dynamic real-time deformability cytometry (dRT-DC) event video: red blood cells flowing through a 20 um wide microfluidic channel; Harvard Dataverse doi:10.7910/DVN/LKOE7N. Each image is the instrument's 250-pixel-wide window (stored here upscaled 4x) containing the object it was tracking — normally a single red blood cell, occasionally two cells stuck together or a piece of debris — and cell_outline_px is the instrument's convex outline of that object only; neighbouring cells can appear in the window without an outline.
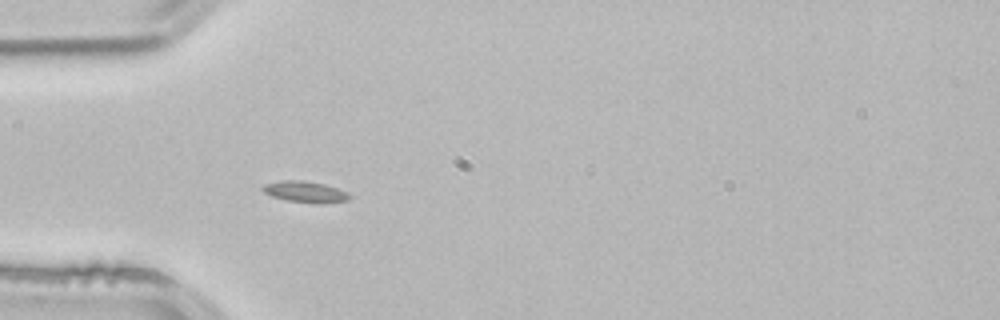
{"species": "common noctule bat (a hibernating species)", "species_latin": "Nyctalus noctula", "temperature_condition": "room temperature", "stored_images_in_passage": 2, "camera_frame_rate_fps": 3000, "um_per_image_px": 0.085, "animal": {"sex": "male", "body_mass_g": 21.5, "forearm_length_mm": 52.0}, "frame": {"image": 1, "passage_image": 2, "time_ms": 0.333, "image_size_px": [1000, 320], "cell_outline_px": [[352, 196], [348, 200], [324, 204], [316, 204], [288, 200], [272, 196], [264, 192], [260, 188], [264, 184], [280, 180], [304, 180], [324, 184], [348, 192]], "centroid_in_image_um": [25.96, 16.3], "position_along_channel_um": 59.0, "area_um2": 10.87}}